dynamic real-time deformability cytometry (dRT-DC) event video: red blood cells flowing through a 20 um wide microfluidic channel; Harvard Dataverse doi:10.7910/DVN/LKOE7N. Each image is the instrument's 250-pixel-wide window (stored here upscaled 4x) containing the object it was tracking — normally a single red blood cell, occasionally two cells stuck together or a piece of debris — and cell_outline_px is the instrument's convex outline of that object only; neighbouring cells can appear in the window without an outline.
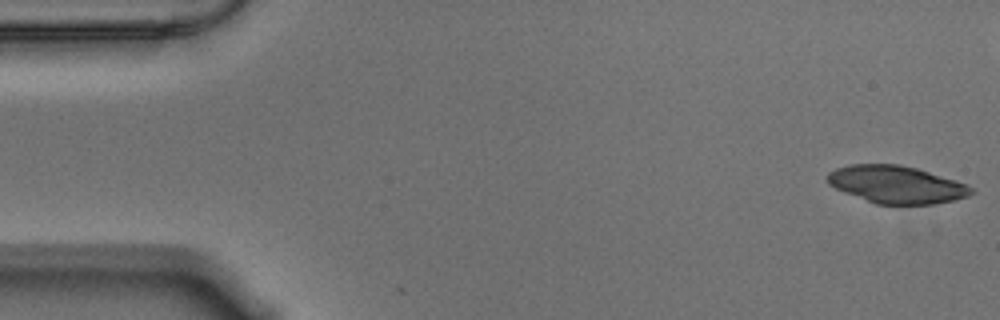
{"species": "Egyptian fruit bat (a non-hibernating species)", "species_latin": "Rousettus aegyptiacus", "temperature_condition": "warm", "stored_images_in_passage": 36, "camera_frame_rate_fps": 3000, "um_per_image_px": 0.085, "animal": {"sex": "male"}, "frame": {"image": 1, "passage_image": 1, "time_ms": 0.0, "image_size_px": [1000, 320], "cell_outline_px": [[976, 192], [968, 196], [956, 200], [936, 204], [876, 204], [844, 192], [828, 184], [828, 172], [836, 168], [848, 164], [900, 164], [916, 168], [956, 180], [968, 184]], "centroid_in_image_um": [76.23, 15.68], "position_along_channel_um": 8.8, "area_um2": 31.56}}
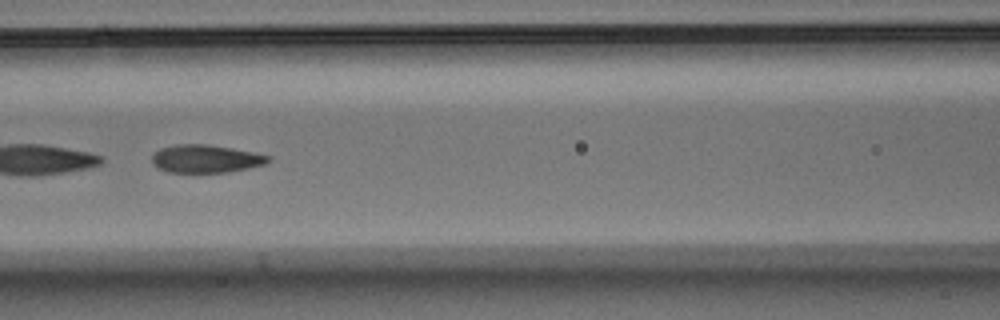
{"frame": {"image": 2, "passage_image": 24, "time_ms": 7.667, "image_size_px": [1000, 320], "cell_outline_px": [[272, 160], [264, 164], [248, 168], [228, 172], [168, 172], [156, 168], [152, 164], [152, 156], [160, 148], [176, 144], [208, 144], [232, 148], [272, 156]], "centroid_in_image_um": [17.48, 13.49], "position_along_channel_um": 149.1, "area_um2": 19.02}}
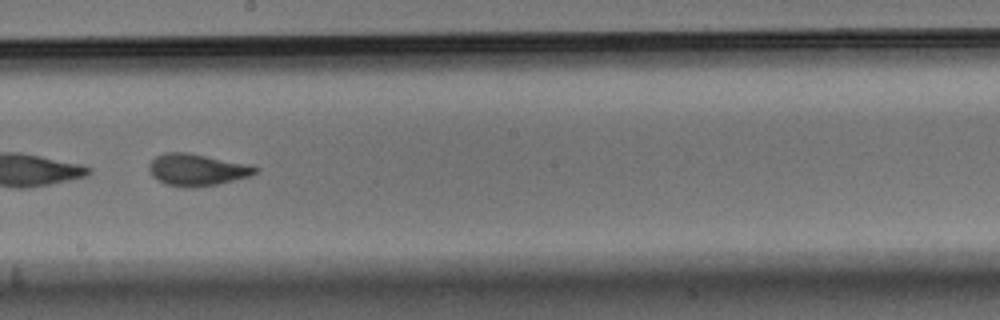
{"frame": {"image": 3, "passage_image": 31, "time_ms": 10.0, "image_size_px": [1000, 320], "cell_outline_px": [[260, 168], [256, 172], [248, 176], [200, 188], [184, 188], [168, 184], [152, 176], [148, 168], [148, 164], [156, 156], [164, 152], [188, 152], [248, 164]], "centroid_in_image_um": [16.71, 14.43], "position_along_channel_um": 231.5, "area_um2": 19.71}}